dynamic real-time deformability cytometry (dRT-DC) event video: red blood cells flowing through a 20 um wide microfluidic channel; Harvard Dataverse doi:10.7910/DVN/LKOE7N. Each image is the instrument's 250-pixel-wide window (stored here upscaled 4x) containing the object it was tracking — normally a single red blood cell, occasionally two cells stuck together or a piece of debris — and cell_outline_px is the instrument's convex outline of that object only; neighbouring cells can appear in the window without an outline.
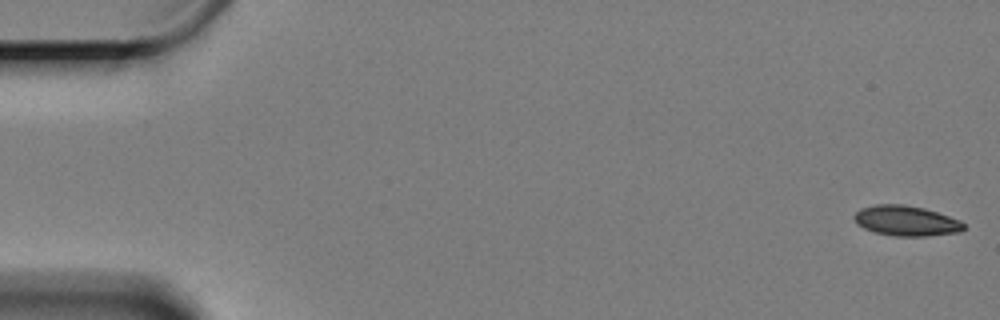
{"species": "Egyptian fruit bat (a non-hibernating species)", "species_latin": "Rousettus aegyptiacus", "temperature_condition": "cold", "stored_images_in_passage": 60, "camera_frame_rate_fps": 3000, "um_per_image_px": 0.085, "animal": {"sex": "female"}, "frame": {"image": 1, "passage_image": 1, "time_ms": 0.0, "image_size_px": [1000, 320], "cell_outline_px": [[964, 228], [960, 232], [928, 236], [896, 236], [872, 232], [856, 224], [852, 216], [860, 208], [876, 204], [900, 204], [924, 208], [960, 220], [964, 224]], "centroid_in_image_um": [76.98, 18.77], "position_along_channel_um": 8.0, "area_um2": 19.36}}
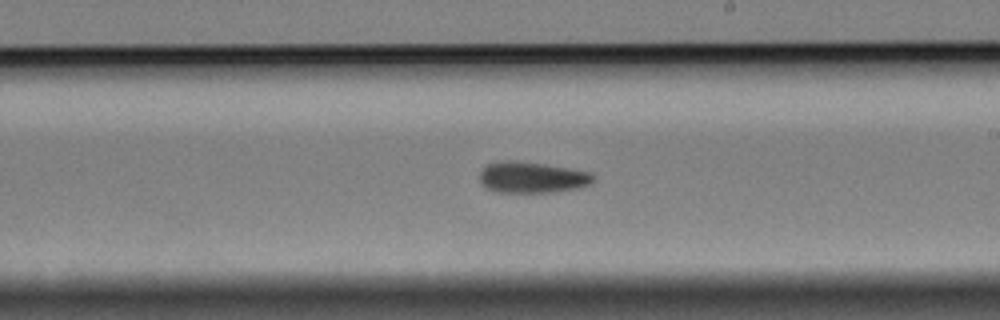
{"frame": {"image": 2, "passage_image": 35, "time_ms": 11.333, "image_size_px": [1000, 320], "cell_outline_px": [[596, 176], [588, 184], [576, 188], [556, 192], [496, 192], [484, 188], [480, 184], [480, 172], [488, 164], [504, 160], [508, 160], [544, 164], [592, 172]], "centroid_in_image_um": [45.19, 15.08], "position_along_channel_um": 243.8, "area_um2": 20.58}}
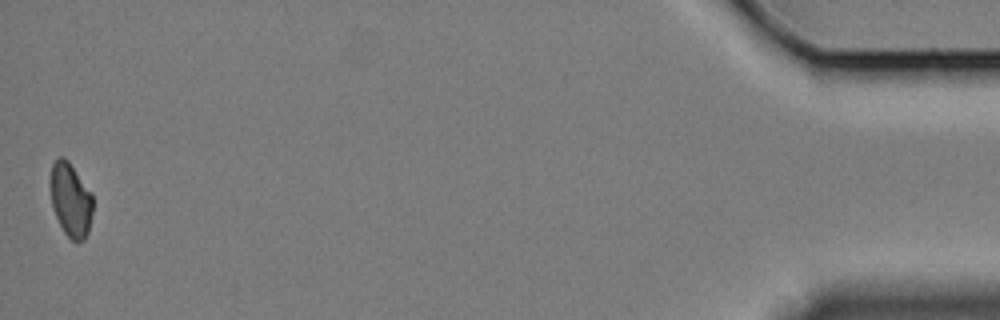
{"frame": {"image": 3, "passage_image": 60, "time_ms": 19.667, "image_size_px": [1000, 320], "cell_outline_px": [[92, 212], [88, 232], [84, 240], [72, 240], [64, 232], [56, 216], [52, 204], [52, 164], [60, 156], [64, 156], [68, 160], [92, 192]], "centroid_in_image_um": [6.04, 16.98], "position_along_channel_um": 429.2, "area_um2": 17.86}}